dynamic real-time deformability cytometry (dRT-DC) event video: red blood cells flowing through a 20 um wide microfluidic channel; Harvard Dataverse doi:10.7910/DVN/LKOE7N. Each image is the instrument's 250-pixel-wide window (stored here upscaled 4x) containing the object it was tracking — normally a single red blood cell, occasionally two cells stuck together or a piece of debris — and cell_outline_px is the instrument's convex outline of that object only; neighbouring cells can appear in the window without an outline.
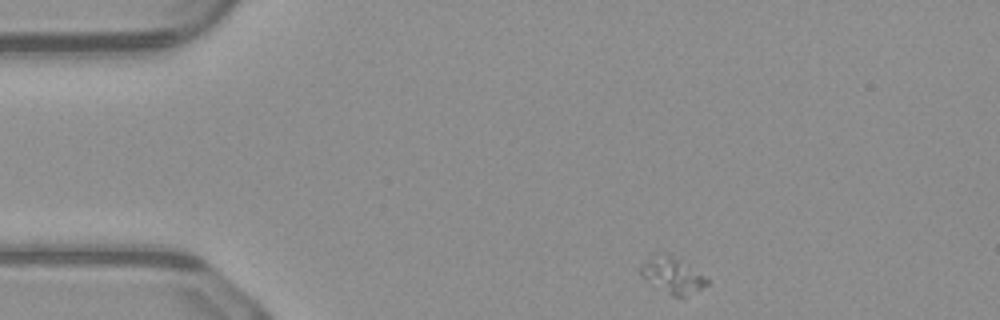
{"species": "common noctule bat (a hibernating species)", "species_latin": "Nyctalus noctula", "temperature_condition": "warm", "stored_images_in_passage": 45, "camera_frame_rate_fps": 3000, "um_per_image_px": 0.085, "animal": {"sex": "male", "body_mass_g": 23.1, "forearm_length_mm": 52.7}, "frame": {"image": 1, "passage_image": 1, "time_ms": 0.0, "image_size_px": [1000, 320], "cell_outline_px": [[708, 284], [684, 296], [672, 296], [640, 276], [640, 264], [656, 252], [664, 252], [704, 276], [708, 280]], "centroid_in_image_um": [57.07, 23.38], "position_along_channel_um": 27.9, "area_um2": 13.35}}
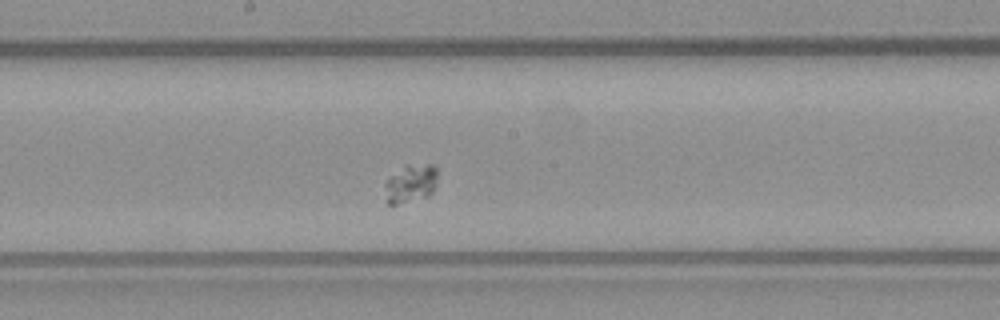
{"frame": {"image": 2, "passage_image": 20, "time_ms": 6.333, "image_size_px": [1000, 320], "cell_outline_px": [[436, 176], [432, 192], [428, 196], [396, 204], [388, 204], [384, 184], [392, 176], [408, 164], [432, 164], [436, 168]], "centroid_in_image_um": [34.91, 15.59], "position_along_channel_um": 213.3, "area_um2": 11.27}}
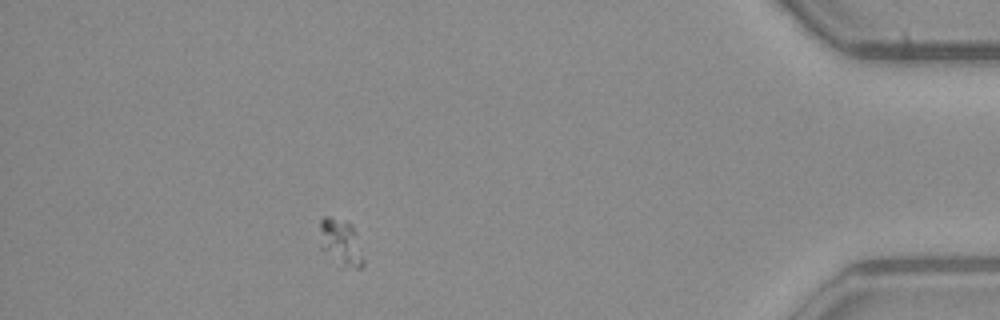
{"frame": {"image": 3, "passage_image": 39, "time_ms": 12.667, "image_size_px": [1000, 320], "cell_outline_px": [[364, 264], [360, 268], [344, 268], [320, 248], [320, 220], [324, 216], [328, 216], [352, 224], [356, 232], [364, 260]], "centroid_in_image_um": [28.97, 20.62], "position_along_channel_um": 406.2, "area_um2": 11.91}}